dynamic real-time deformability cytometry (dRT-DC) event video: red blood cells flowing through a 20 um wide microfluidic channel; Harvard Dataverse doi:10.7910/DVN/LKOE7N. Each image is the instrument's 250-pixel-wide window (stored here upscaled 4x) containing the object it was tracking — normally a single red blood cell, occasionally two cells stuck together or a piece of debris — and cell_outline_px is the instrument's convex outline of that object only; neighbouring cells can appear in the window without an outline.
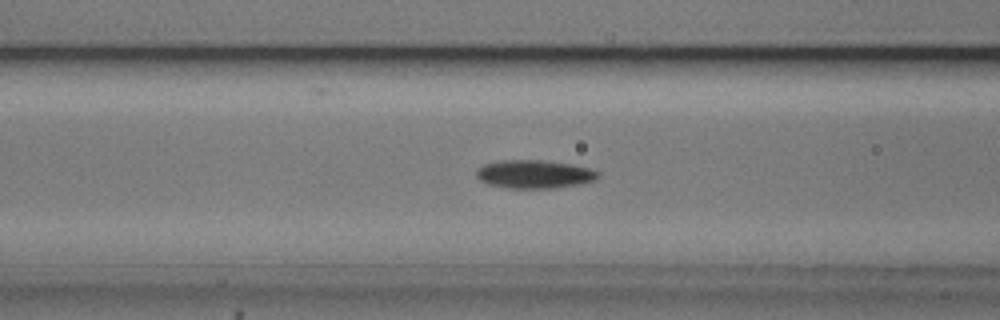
{"species": "common noctule bat (a hibernating species)", "species_latin": "Nyctalus noctula", "temperature_condition": "cold", "stored_images_in_passage": 24, "camera_frame_rate_fps": 3000, "um_per_image_px": 0.085, "animal": {"sex": "male", "body_mass_g": 20.5, "forearm_length_mm": 52.5}, "frame": {"image": 1, "passage_image": 8, "time_ms": 2.333, "image_size_px": [1000, 320], "cell_outline_px": [[600, 176], [596, 180], [576, 184], [552, 188], [508, 188], [488, 184], [480, 180], [476, 176], [476, 168], [484, 164], [500, 160], [540, 160], [572, 164], [592, 168], [600, 172]], "centroid_in_image_um": [45.42, 14.79], "position_along_channel_um": 121.2, "area_um2": 20.17}}
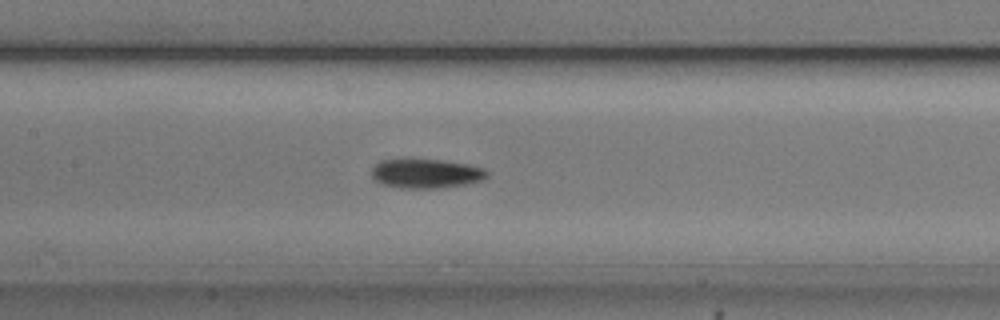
{"frame": {"image": 2, "passage_image": 12, "time_ms": 3.667, "image_size_px": [1000, 320], "cell_outline_px": [[488, 176], [480, 180], [464, 184], [436, 188], [400, 188], [380, 184], [372, 180], [372, 168], [380, 160], [444, 160], [468, 164], [484, 168], [488, 172]], "centroid_in_image_um": [36.18, 14.75], "position_along_channel_um": 171.2, "area_um2": 19.59}}